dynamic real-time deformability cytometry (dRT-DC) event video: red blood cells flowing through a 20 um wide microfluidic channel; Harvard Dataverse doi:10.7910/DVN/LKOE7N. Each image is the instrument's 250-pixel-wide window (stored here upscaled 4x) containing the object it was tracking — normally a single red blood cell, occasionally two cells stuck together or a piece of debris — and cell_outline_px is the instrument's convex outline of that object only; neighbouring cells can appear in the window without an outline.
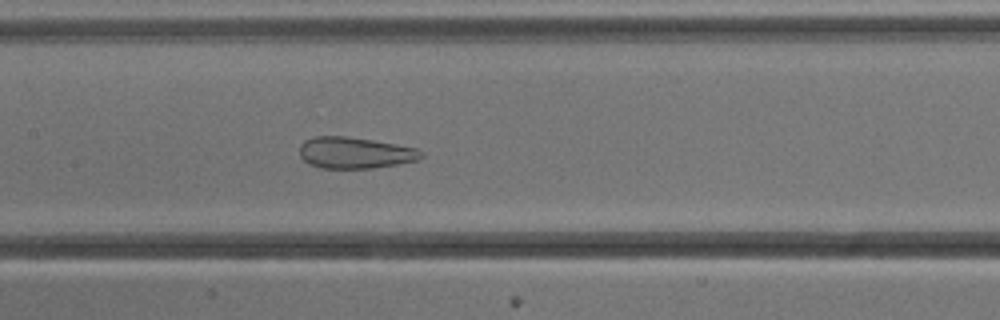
{"species": "common noctule bat (a hibernating species)", "species_latin": "Nyctalus noctula", "temperature_condition": "cold", "stored_images_in_passage": 53, "camera_frame_rate_fps": 3000, "um_per_image_px": 0.085, "animal": {"sex": "male", "body_mass_g": 13.3}, "frame": {"image": 1, "passage_image": 25, "time_ms": 8.0, "image_size_px": [1000, 320], "cell_outline_px": [[424, 156], [420, 160], [372, 168], [320, 168], [308, 164], [300, 156], [300, 144], [304, 140], [316, 136], [348, 136], [372, 140], [416, 148], [424, 152]], "centroid_in_image_um": [30.17, 12.99], "position_along_channel_um": 177.2, "area_um2": 22.31}}
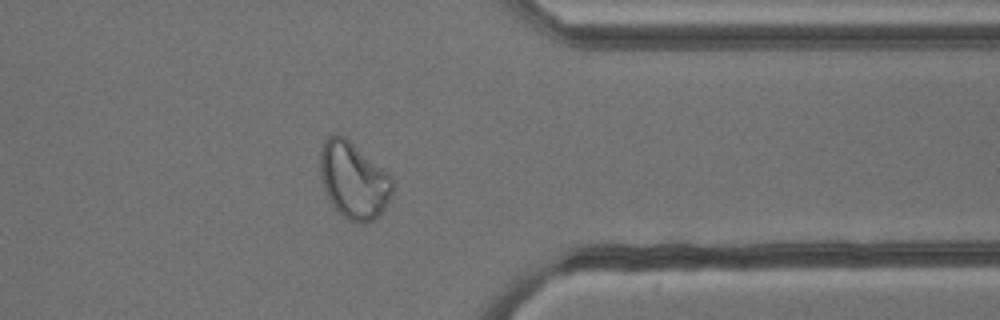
{"frame": {"image": 2, "passage_image": 42, "time_ms": 13.667, "image_size_px": [1000, 320], "cell_outline_px": [[392, 192], [384, 208], [372, 220], [364, 224], [360, 224], [348, 220], [336, 208], [328, 196], [324, 188], [320, 172], [320, 152], [324, 140], [332, 132], [336, 132], [344, 136], [392, 176]], "centroid_in_image_um": [30.04, 15.29], "position_along_channel_um": 381.4, "area_um2": 31.91}}
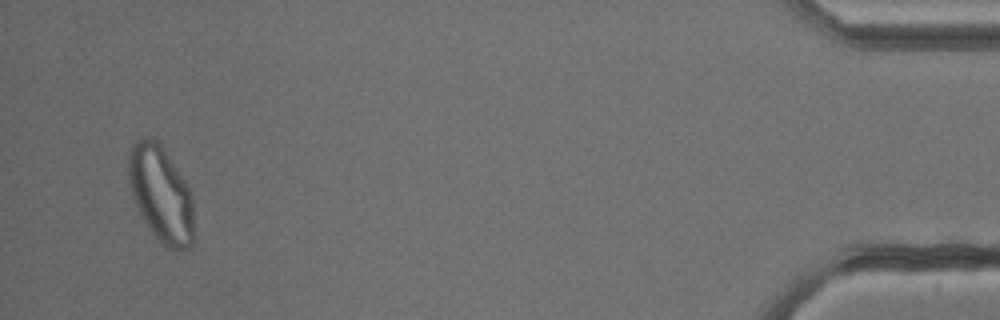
{"frame": {"image": 3, "passage_image": 51, "time_ms": 16.667, "image_size_px": [1000, 320], "cell_outline_px": [[192, 244], [188, 248], [180, 252], [172, 252], [164, 248], [152, 232], [144, 220], [132, 196], [128, 176], [128, 152], [132, 144], [136, 140], [156, 140], [164, 148], [184, 180], [188, 188], [192, 200]], "centroid_in_image_um": [13.67, 16.55], "position_along_channel_um": 421.5, "area_um2": 36.3}}